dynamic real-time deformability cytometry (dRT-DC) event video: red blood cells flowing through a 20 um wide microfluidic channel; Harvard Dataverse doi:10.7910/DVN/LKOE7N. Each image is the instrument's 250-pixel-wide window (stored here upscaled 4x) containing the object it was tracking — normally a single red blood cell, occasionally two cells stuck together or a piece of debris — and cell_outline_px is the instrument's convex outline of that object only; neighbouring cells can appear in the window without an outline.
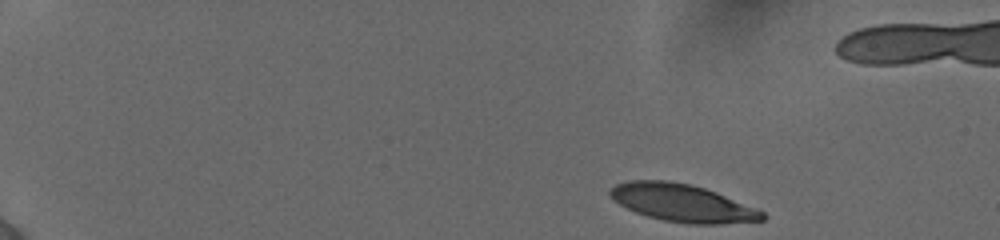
{"species": "human", "species_latin": "Homo sapiens", "temperature_condition": "cold", "stored_images_in_passage": 22, "camera_frame_rate_fps": 3000, "um_per_image_px": 0.085, "donor": {"sex": "female"}, "frame": {"image": 1, "passage_image": 1, "time_ms": 0.0, "image_size_px": [1000, 240], "cell_outline_px": [[764, 220], [724, 224], [688, 224], [664, 220], [648, 216], [636, 212], [620, 204], [608, 192], [616, 184], [628, 180], [668, 180], [688, 184], [704, 188], [716, 192], [756, 208], [764, 212]], "centroid_in_image_um": [58.01, 17.25], "position_along_channel_um": 27.0, "area_um2": 33.0}}
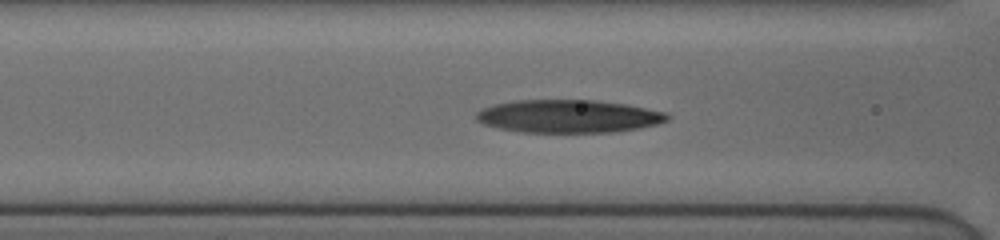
{"frame": {"image": 2, "passage_image": 14, "time_ms": 5.667, "image_size_px": [1000, 240], "cell_outline_px": [[672, 116], [668, 120], [656, 124], [640, 128], [616, 132], [520, 132], [500, 128], [484, 124], [476, 120], [476, 112], [484, 108], [496, 104], [516, 100], [596, 100], [628, 104], [668, 112]], "centroid_in_image_um": [48.39, 9.88], "position_along_channel_um": 118.2, "area_um2": 36.88}}
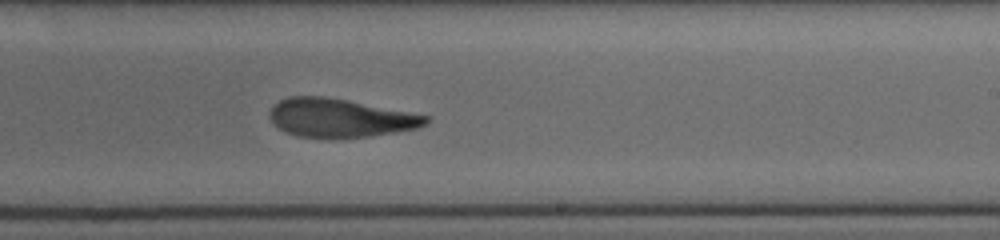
{"frame": {"image": 3, "passage_image": 22, "time_ms": 9.333, "image_size_px": [1000, 240], "cell_outline_px": [[428, 120], [424, 124], [416, 128], [396, 132], [368, 136], [296, 136], [272, 124], [268, 116], [268, 112], [280, 100], [288, 96], [324, 96], [428, 116]], "centroid_in_image_um": [28.83, 10.0], "position_along_channel_um": 260.2, "area_um2": 33.99}}